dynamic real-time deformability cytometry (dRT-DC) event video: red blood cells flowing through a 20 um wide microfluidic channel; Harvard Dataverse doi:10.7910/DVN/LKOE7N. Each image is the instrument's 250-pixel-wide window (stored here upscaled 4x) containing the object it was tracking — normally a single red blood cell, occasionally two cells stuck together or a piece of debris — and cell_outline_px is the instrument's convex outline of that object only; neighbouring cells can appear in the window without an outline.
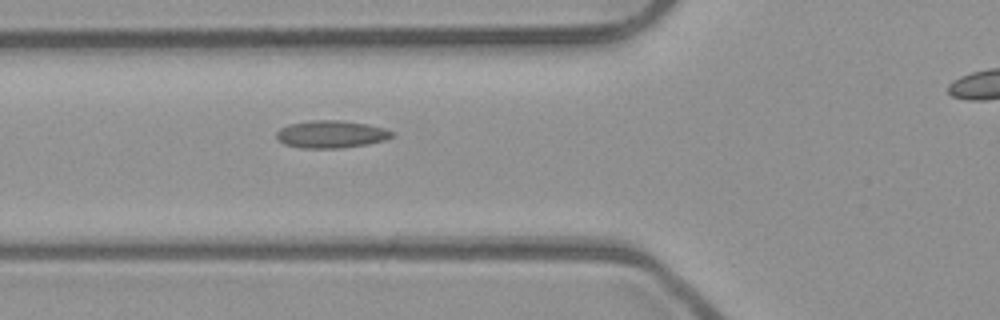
{"species": "common noctule bat (a hibernating species)", "species_latin": "Nyctalus noctula", "temperature_condition": "room temperature", "stored_images_in_passage": 7, "segment_of_instrument_passage": [1, 2], "camera_frame_rate_fps": 3000, "um_per_image_px": 0.085, "animal": {"sex": "male", "body_mass_g": 23.1, "forearm_length_mm": 52.7}, "frame": {"image": 1, "passage_image": 6, "time_ms": 1.667, "image_size_px": [1000, 320], "cell_outline_px": [[392, 136], [384, 140], [368, 144], [344, 148], [300, 148], [284, 144], [276, 136], [276, 132], [280, 128], [292, 124], [312, 120], [340, 120], [368, 124], [384, 128], [392, 132]], "centroid_in_image_um": [28.14, 11.41], "position_along_channel_um": 97.7, "area_um2": 18.38}}